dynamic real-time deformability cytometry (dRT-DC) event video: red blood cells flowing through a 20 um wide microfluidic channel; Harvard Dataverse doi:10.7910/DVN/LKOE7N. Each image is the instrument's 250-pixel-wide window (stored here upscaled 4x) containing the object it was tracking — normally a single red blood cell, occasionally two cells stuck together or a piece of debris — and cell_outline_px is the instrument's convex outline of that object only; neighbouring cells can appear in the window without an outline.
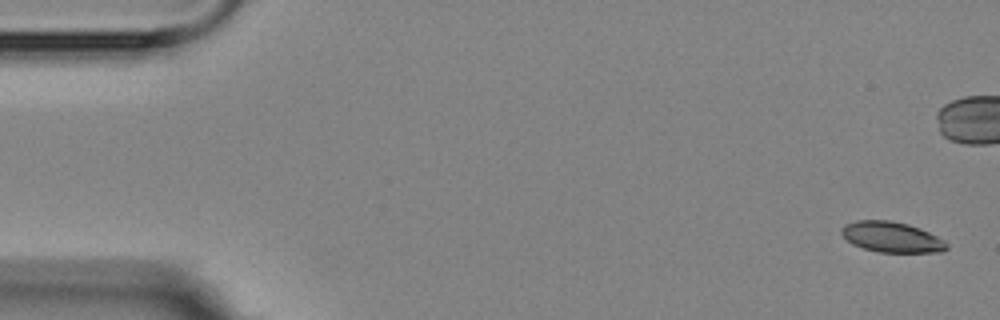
{"species": "Egyptian fruit bat (a non-hibernating species)", "species_latin": "Rousettus aegyptiacus", "temperature_condition": "room temperature", "stored_images_in_passage": 7, "camera_frame_rate_fps": 3000, "um_per_image_px": 0.085, "animal": {"sex": "female"}, "frame": {"image": 1, "passage_image": 1, "time_ms": 0.0, "image_size_px": [1000, 320], "cell_outline_px": [[948, 248], [940, 252], [880, 252], [864, 248], [852, 244], [840, 232], [840, 228], [844, 224], [856, 220], [892, 220], [908, 224], [920, 228], [944, 240], [948, 244]], "centroid_in_image_um": [75.78, 20.14], "position_along_channel_um": 9.2, "area_um2": 18.73}}